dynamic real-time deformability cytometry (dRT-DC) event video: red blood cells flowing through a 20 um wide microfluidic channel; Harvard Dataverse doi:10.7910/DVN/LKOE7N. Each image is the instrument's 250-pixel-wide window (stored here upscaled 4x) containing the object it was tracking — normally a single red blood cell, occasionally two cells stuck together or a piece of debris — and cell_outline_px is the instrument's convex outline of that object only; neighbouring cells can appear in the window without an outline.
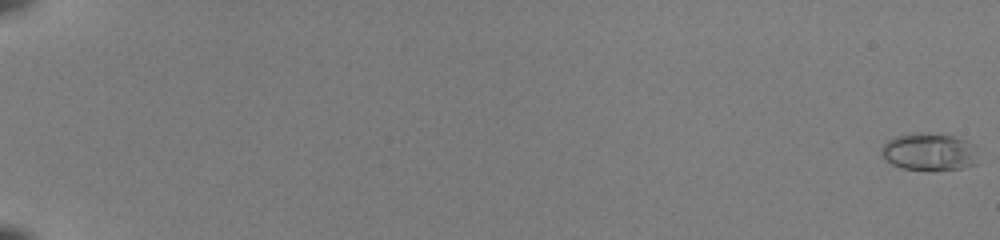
{"species": "common noctule bat (a hibernating species)", "species_latin": "Nyctalus noctula", "temperature_condition": "room temperature", "stored_images_in_passage": 53, "camera_frame_rate_fps": 3000, "um_per_image_px": 0.085, "animal": {"sex": "female", "body_mass_g": 22.0, "forearm_length_mm": 56.7}, "frame": {"image": 1, "passage_image": 1, "time_ms": 0.0, "image_size_px": [1000, 240], "cell_outline_px": [[976, 164], [960, 168], [904, 168], [892, 164], [880, 156], [880, 148], [888, 140], [896, 136], [928, 132], [952, 136], [968, 140], [972, 144]], "centroid_in_image_um": [78.92, 12.87], "position_along_channel_um": 6.1, "area_um2": 20.4}}
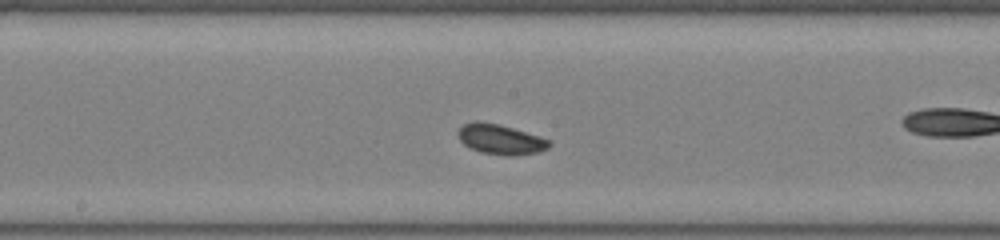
{"frame": {"image": 2, "passage_image": 30, "time_ms": 9.667, "image_size_px": [1000, 240], "cell_outline_px": [[552, 144], [548, 148], [540, 152], [512, 156], [508, 156], [480, 152], [468, 148], [460, 140], [456, 132], [464, 124], [476, 120], [500, 124], [540, 136], [552, 140]], "centroid_in_image_um": [42.56, 11.84], "position_along_channel_um": 205.6, "area_um2": 16.3}}
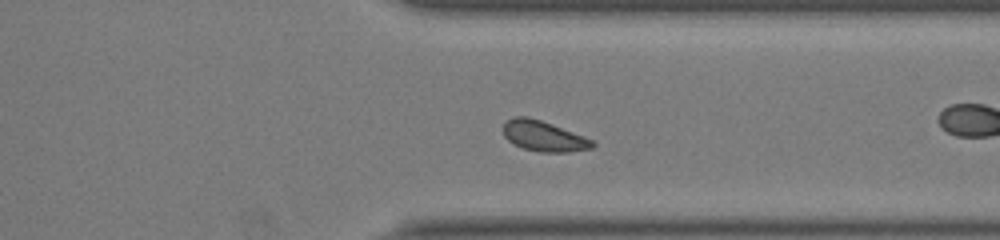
{"frame": {"image": 3, "passage_image": 42, "time_ms": 13.667, "image_size_px": [1000, 240], "cell_outline_px": [[596, 144], [592, 148], [568, 152], [540, 152], [524, 148], [512, 144], [504, 136], [504, 120], [512, 116], [528, 116], [552, 124], [596, 140]], "centroid_in_image_um": [46.22, 11.56], "position_along_channel_um": 365.2, "area_um2": 16.07}, "authors_computed_cell_mechanics": {"area_um2": 16.0684, "velocity_mm_per_s": 3.9618, "shape_relaxation_time_tau1_ms": null, "shape_relaxation_time_tau2_ms": 2.7138, "deformation_change_tau1": null, "deformation_change_tau2": 0.0714}}